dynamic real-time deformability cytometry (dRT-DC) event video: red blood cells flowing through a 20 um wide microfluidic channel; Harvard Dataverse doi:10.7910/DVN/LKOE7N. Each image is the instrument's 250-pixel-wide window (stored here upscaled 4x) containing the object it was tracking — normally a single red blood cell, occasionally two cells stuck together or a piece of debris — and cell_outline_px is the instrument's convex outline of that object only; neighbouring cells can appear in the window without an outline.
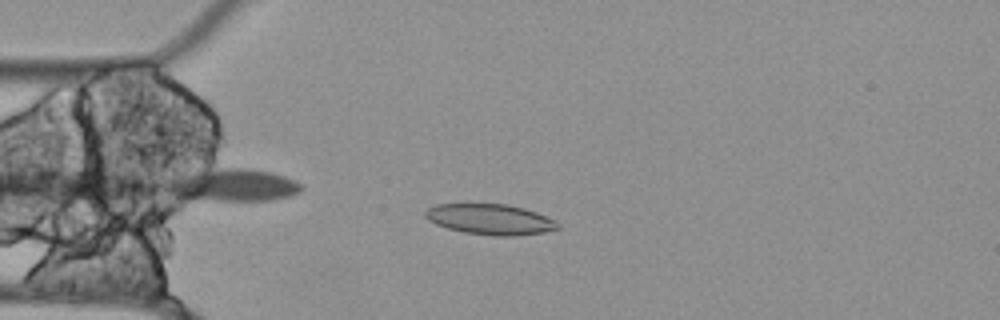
{"species": "Egyptian fruit bat (a non-hibernating species)", "species_latin": "Rousettus aegyptiacus", "temperature_condition": "cold", "stored_images_in_passage": 53, "camera_frame_rate_fps": 3000, "um_per_image_px": 0.085, "animal": {"sex": "female"}, "frame": {"image": 1, "passage_image": 13, "time_ms": 4.0, "image_size_px": [1000, 320], "cell_outline_px": [[560, 228], [544, 232], [516, 236], [492, 236], [464, 232], [448, 228], [436, 224], [428, 220], [424, 216], [424, 212], [428, 208], [436, 204], [508, 204], [524, 208], [536, 212], [556, 220], [560, 224]], "centroid_in_image_um": [41.69, 18.64], "position_along_channel_um": 43.3, "area_um2": 23.76}}
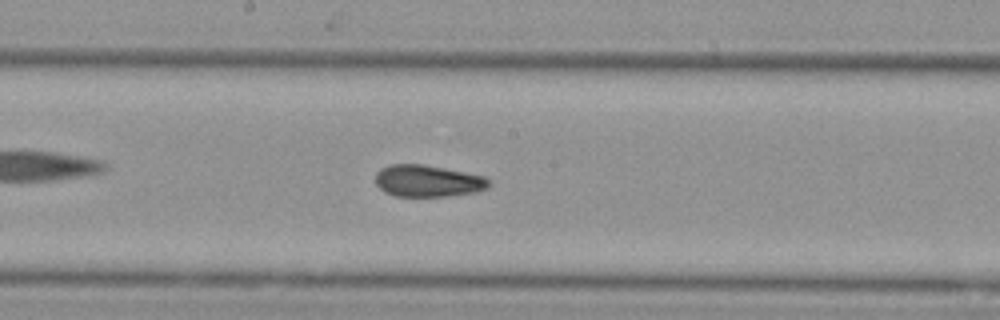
{"frame": {"image": 2, "passage_image": 28, "time_ms": 9.0, "image_size_px": [1000, 320], "cell_outline_px": [[492, 184], [488, 188], [476, 192], [444, 196], [396, 196], [384, 192], [376, 184], [376, 172], [380, 168], [392, 164], [420, 164], [444, 168], [484, 176]], "centroid_in_image_um": [36.35, 15.38], "position_along_channel_um": 211.8, "area_um2": 20.98}}
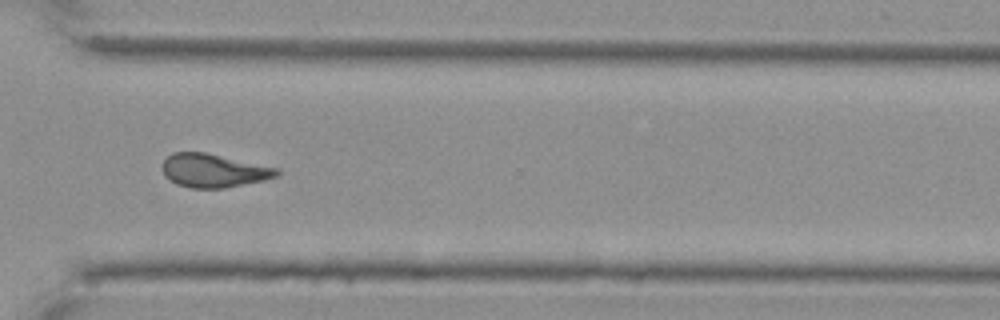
{"frame": {"image": 3, "passage_image": 40, "time_ms": 13.0, "image_size_px": [1000, 320], "cell_outline_px": [[280, 176], [264, 180], [224, 188], [192, 188], [176, 184], [164, 176], [160, 168], [164, 160], [172, 152], [204, 152], [280, 168]], "centroid_in_image_um": [18.15, 14.5], "position_along_channel_um": 352.4, "area_um2": 22.54}, "authors_computed_cell_mechanics": {"area_um2": 22.5998, "velocity_mm_per_s": 3.5164, "shape_relaxation_time_tau1_ms": null, "shape_relaxation_time_tau2_ms": 7.6368, "deformation_change_tau1": null, "deformation_change_tau2": 0.1315}}